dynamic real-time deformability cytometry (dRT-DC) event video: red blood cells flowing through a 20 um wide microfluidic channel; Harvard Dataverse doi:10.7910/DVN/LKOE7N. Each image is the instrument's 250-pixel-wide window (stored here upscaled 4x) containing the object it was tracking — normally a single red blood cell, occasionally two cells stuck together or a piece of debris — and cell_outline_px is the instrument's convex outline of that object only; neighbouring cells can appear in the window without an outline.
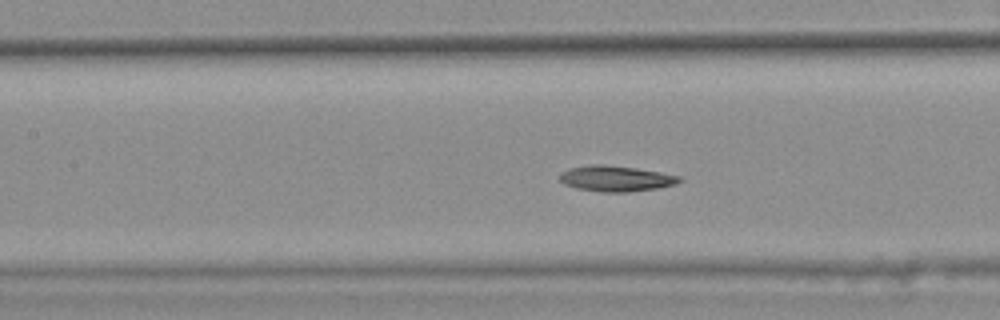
{"species": "common noctule bat (a hibernating species)", "species_latin": "Nyctalus noctula", "temperature_condition": "warm", "stored_images_in_passage": 16, "camera_frame_rate_fps": 3000, "um_per_image_px": 0.085, "animal": {"sex": "female", "body_mass_g": 25.1}, "frame": {"image": 1, "passage_image": 10, "time_ms": 3.0, "image_size_px": [1000, 320], "cell_outline_px": [[684, 180], [676, 184], [660, 188], [628, 192], [604, 192], [576, 188], [564, 184], [560, 180], [560, 172], [568, 168], [592, 164], [604, 164], [636, 168], [660, 172], [680, 176]], "centroid_in_image_um": [52.36, 15.17], "position_along_channel_um": 155.0, "area_um2": 18.09}}
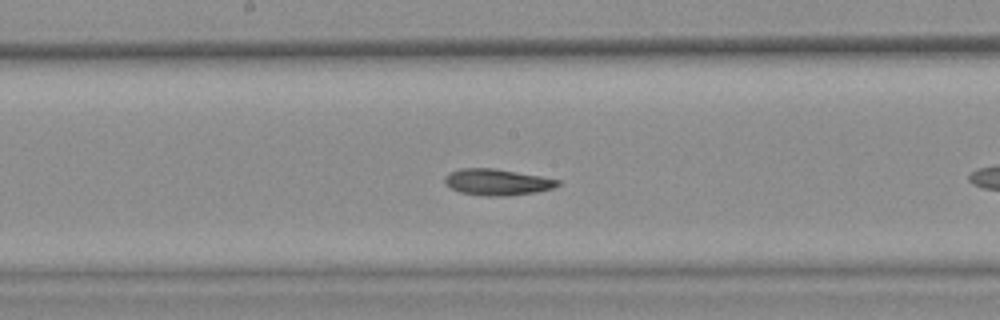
{"frame": {"image": 2, "passage_image": 14, "time_ms": 4.333, "image_size_px": [1000, 320], "cell_outline_px": [[560, 184], [552, 188], [536, 192], [508, 196], [484, 196], [460, 192], [444, 184], [444, 176], [448, 172], [460, 168], [492, 168], [540, 176], [560, 180]], "centroid_in_image_um": [42.21, 15.48], "position_along_channel_um": 206.0, "area_um2": 17.34}}